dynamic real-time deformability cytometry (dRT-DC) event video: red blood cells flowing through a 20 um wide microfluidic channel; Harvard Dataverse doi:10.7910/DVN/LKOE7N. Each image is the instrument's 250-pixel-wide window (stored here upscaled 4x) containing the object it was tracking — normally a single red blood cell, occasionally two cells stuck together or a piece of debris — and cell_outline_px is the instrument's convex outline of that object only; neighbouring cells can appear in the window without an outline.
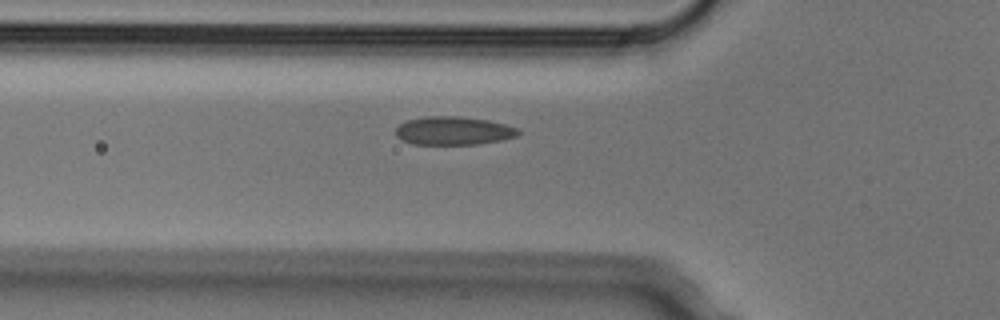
{"species": "Egyptian fruit bat (a non-hibernating species)", "species_latin": "Rousettus aegyptiacus", "temperature_condition": "cold", "stored_images_in_passage": 7, "camera_frame_rate_fps": 3000, "um_per_image_px": 0.085, "animal": {"sex": "male"}, "frame": {"image": 1, "passage_image": 7, "time_ms": 2.0, "image_size_px": [1000, 320], "cell_outline_px": [[520, 132], [516, 136], [500, 140], [476, 144], [412, 144], [400, 140], [396, 136], [396, 128], [400, 124], [408, 120], [424, 116], [460, 116], [488, 120], [520, 128]], "centroid_in_image_um": [38.53, 11.11], "position_along_channel_um": 87.3, "area_um2": 20.29}}